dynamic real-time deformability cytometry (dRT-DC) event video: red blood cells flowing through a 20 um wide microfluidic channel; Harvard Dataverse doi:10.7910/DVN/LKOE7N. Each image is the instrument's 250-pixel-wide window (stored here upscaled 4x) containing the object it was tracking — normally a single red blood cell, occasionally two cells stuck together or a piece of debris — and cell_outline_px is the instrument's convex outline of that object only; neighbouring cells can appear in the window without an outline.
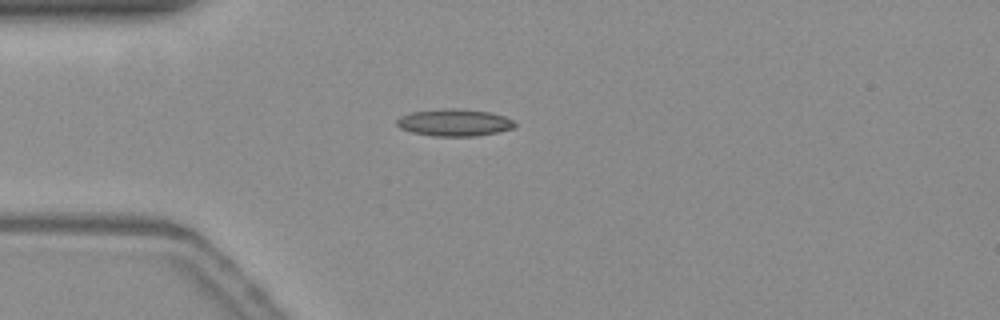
{"species": "common noctule bat (a hibernating species)", "species_latin": "Nyctalus noctula", "temperature_condition": "warm", "stored_images_in_passage": 41, "camera_frame_rate_fps": 3000, "um_per_image_px": 0.085, "animal": {"sex": "female", "body_mass_g": 19.3, "forearm_length_mm": 54.1}, "frame": {"image": 1, "passage_image": 1, "time_ms": 0.0, "image_size_px": [1000, 320], "cell_outline_px": [[516, 124], [512, 128], [496, 132], [476, 136], [436, 136], [412, 132], [400, 128], [396, 124], [396, 120], [412, 112], [452, 108], [456, 108], [488, 112], [504, 116], [512, 120]], "centroid_in_image_um": [38.62, 10.42], "position_along_channel_um": 46.4, "area_um2": 18.21}}
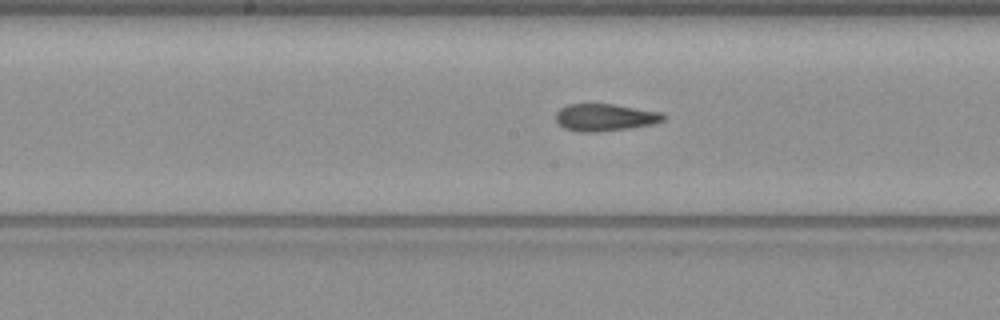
{"frame": {"image": 2, "passage_image": 14, "time_ms": 4.333, "image_size_px": [1000, 320], "cell_outline_px": [[668, 116], [664, 120], [652, 124], [628, 128], [596, 132], [576, 132], [564, 128], [556, 120], [556, 112], [560, 108], [568, 104], [612, 104], [660, 112]], "centroid_in_image_um": [51.41, 9.98], "position_along_channel_um": 196.8, "area_um2": 16.99}}
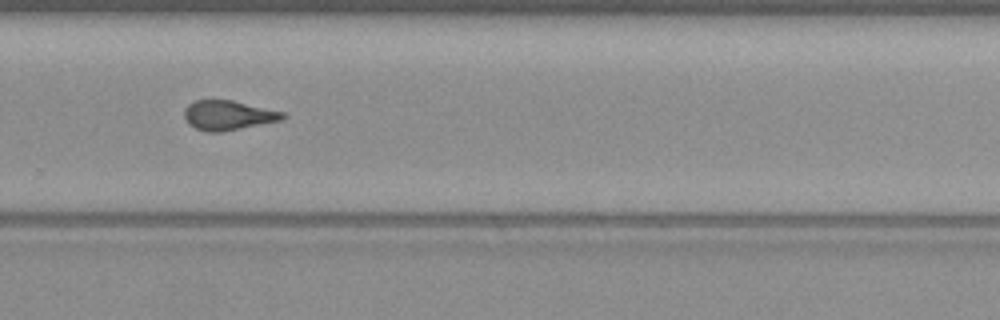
{"frame": {"image": 3, "passage_image": 23, "time_ms": 7.333, "image_size_px": [1000, 320], "cell_outline_px": [[284, 116], [280, 120], [220, 132], [208, 132], [196, 128], [188, 124], [184, 116], [184, 108], [192, 100], [232, 100], [284, 112]], "centroid_in_image_um": [19.32, 9.78], "position_along_channel_um": 310.5, "area_um2": 16.76}, "authors_computed_cell_mechanics": {"area_um2": 17.3978, "velocity_mm_per_s": 3.8084, "shape_relaxation_time_tau1_ms": null, "shape_relaxation_time_tau2_ms": 2.0776, "deformation_change_tau1": null, "deformation_change_tau2": 0.0985}}